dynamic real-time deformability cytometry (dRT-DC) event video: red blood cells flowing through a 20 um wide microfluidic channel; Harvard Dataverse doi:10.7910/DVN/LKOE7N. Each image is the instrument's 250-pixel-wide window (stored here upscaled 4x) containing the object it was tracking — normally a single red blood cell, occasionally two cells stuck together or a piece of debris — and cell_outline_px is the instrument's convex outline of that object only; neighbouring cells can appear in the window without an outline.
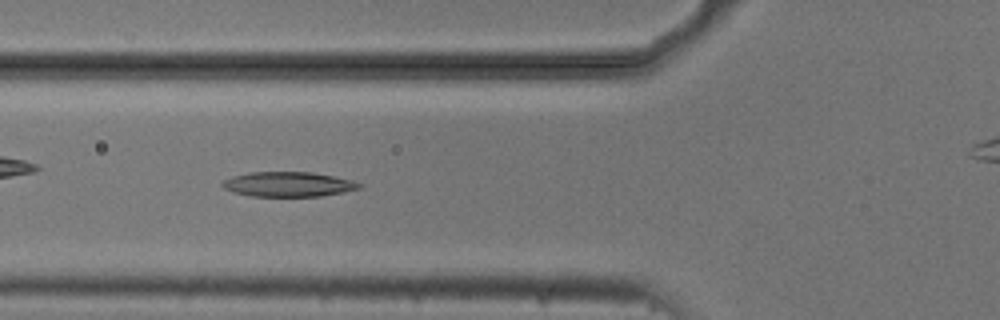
{"species": "common noctule bat (a hibernating species)", "species_latin": "Nyctalus noctula", "temperature_condition": "cold", "stored_images_in_passage": 34, "camera_frame_rate_fps": 3000, "um_per_image_px": 0.085, "animal": {"sex": "male", "body_mass_g": 20.5, "forearm_length_mm": 52.5}, "frame": {"image": 1, "passage_image": 5, "time_ms": 1.333, "image_size_px": [1000, 320], "cell_outline_px": [[364, 184], [360, 188], [344, 192], [320, 196], [252, 196], [232, 192], [224, 188], [220, 184], [224, 180], [232, 176], [248, 172], [312, 172], [352, 180]], "centroid_in_image_um": [24.49, 15.66], "position_along_channel_um": 101.3, "area_um2": 19.83}}
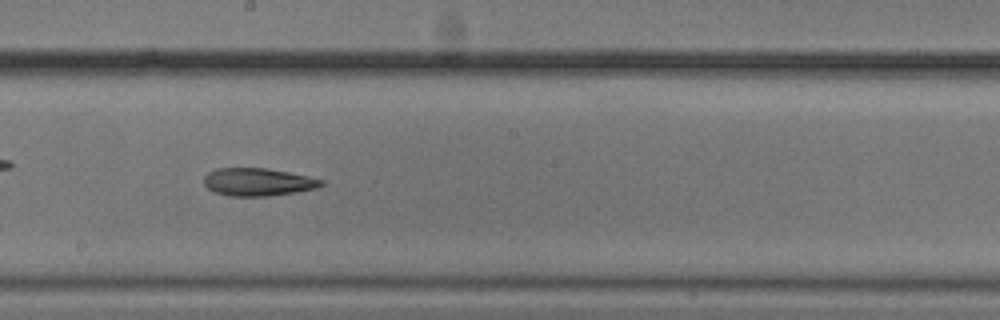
{"frame": {"image": 2, "passage_image": 15, "time_ms": 4.667, "image_size_px": [1000, 320], "cell_outline_px": [[324, 184], [316, 188], [296, 192], [268, 196], [228, 196], [216, 192], [208, 188], [204, 184], [204, 176], [208, 172], [216, 168], [268, 168], [308, 176], [324, 180]], "centroid_in_image_um": [21.92, 15.46], "position_along_channel_um": 226.3, "area_um2": 19.02}}
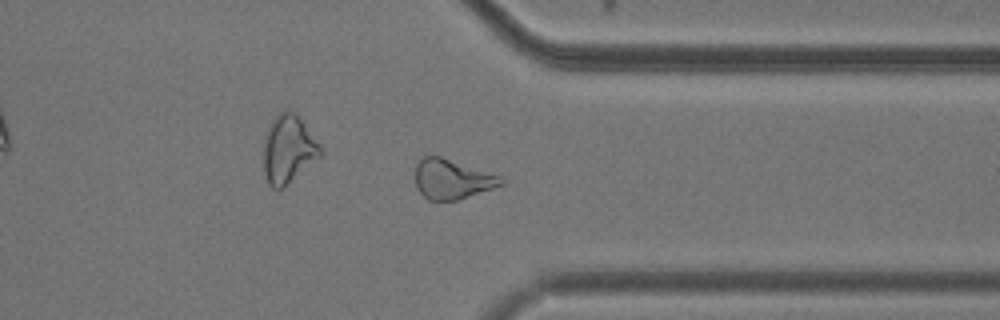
{"frame": {"image": 3, "passage_image": 27, "time_ms": 8.667, "image_size_px": [1000, 320], "cell_outline_px": [[504, 184], [456, 200], [428, 200], [416, 188], [416, 164], [424, 156], [440, 156], [500, 176], [504, 180]], "centroid_in_image_um": [38.4, 15.23], "position_along_channel_um": 373.0, "area_um2": 19.48}, "authors_computed_cell_mechanics": {"area_um2": 19.4497, "velocity_mm_per_s": 3.7375, "shape_relaxation_time_tau1_ms": 5.0833, "shape_relaxation_time_tau2_ms": null, "deformation_change_tau1": 0.1372, "deformation_change_tau2": null}}